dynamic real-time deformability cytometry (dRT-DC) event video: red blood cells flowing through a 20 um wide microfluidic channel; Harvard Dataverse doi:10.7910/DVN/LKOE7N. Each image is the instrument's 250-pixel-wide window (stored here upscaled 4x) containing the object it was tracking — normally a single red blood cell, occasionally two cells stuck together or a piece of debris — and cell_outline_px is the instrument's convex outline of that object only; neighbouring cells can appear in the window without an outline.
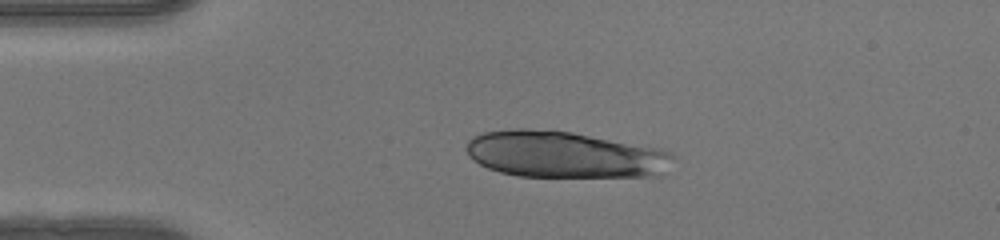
{"species": "human", "species_latin": "Homo sapiens", "temperature_condition": "warm", "stored_images_in_passage": 39, "camera_frame_rate_fps": 3000, "um_per_image_px": 0.085, "donor": {"sex": "female"}, "frame": {"image": 1, "passage_image": 1, "time_ms": 0.0, "image_size_px": [1000, 240], "cell_outline_px": [[672, 156], [660, 176], [520, 176], [500, 172], [488, 168], [472, 160], [468, 156], [468, 140], [472, 136], [484, 132], [516, 128], [548, 128], [572, 132], [664, 148], [672, 152]], "centroid_in_image_um": [47.96, 13.11], "position_along_channel_um": 37.0, "area_um2": 56.3}}